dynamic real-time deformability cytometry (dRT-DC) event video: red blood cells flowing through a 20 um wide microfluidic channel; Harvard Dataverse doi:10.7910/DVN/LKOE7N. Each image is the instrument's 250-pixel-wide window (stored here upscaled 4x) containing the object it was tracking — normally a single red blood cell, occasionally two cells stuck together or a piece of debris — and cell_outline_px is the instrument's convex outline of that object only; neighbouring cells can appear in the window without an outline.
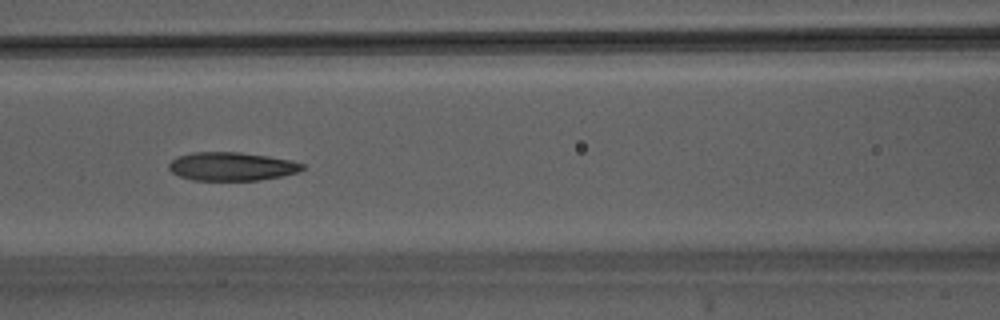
{"species": "Egyptian fruit bat (a non-hibernating species)", "species_latin": "Rousettus aegyptiacus", "temperature_condition": "warm", "stored_images_in_passage": 46, "camera_frame_rate_fps": 3000, "um_per_image_px": 0.085, "animal": {"sex": "male"}, "frame": {"image": 1, "passage_image": 20, "time_ms": 6.333, "image_size_px": [1000, 320], "cell_outline_px": [[304, 168], [300, 172], [260, 180], [192, 180], [180, 176], [172, 172], [168, 168], [168, 164], [176, 156], [192, 152], [240, 152], [268, 156], [292, 160], [304, 164]], "centroid_in_image_um": [19.69, 14.14], "position_along_channel_um": 146.9, "area_um2": 22.25}}
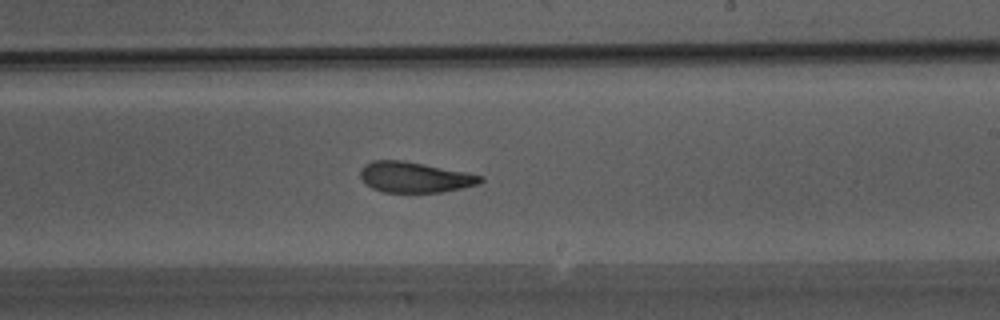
{"frame": {"image": 2, "passage_image": 27, "time_ms": 8.667, "image_size_px": [1000, 320], "cell_outline_px": [[484, 180], [480, 184], [444, 192], [384, 192], [372, 188], [360, 176], [360, 172], [364, 164], [372, 160], [400, 160], [468, 172], [484, 176]], "centroid_in_image_um": [35.3, 15.06], "position_along_channel_um": 253.7, "area_um2": 21.39}}